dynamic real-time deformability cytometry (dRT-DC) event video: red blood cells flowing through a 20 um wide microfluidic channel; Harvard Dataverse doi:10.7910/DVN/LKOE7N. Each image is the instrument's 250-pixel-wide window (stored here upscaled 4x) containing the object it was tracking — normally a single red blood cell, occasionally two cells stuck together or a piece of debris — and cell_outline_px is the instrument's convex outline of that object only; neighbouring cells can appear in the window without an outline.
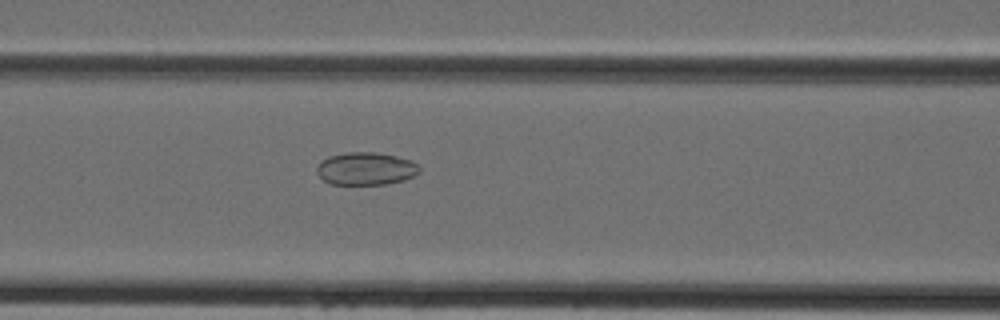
{"species": "Egyptian fruit bat (a non-hibernating species)", "species_latin": "Rousettus aegyptiacus", "temperature_condition": "cold", "stored_images_in_passage": 34, "camera_frame_rate_fps": 3000, "um_per_image_px": 0.085, "animal": {"sex": "female"}, "frame": {"image": 1, "passage_image": 11, "time_ms": 3.333, "image_size_px": [1000, 320], "cell_outline_px": [[420, 172], [404, 180], [384, 184], [332, 184], [324, 180], [316, 172], [316, 164], [320, 160], [328, 156], [348, 152], [376, 152], [396, 156], [412, 160], [420, 168]], "centroid_in_image_um": [31.07, 14.32], "position_along_channel_um": 135.5, "area_um2": 19.65}}
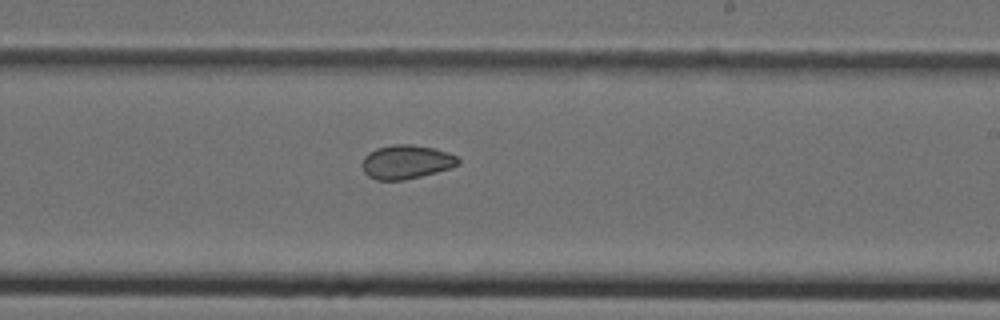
{"frame": {"image": 2, "passage_image": 19, "time_ms": 6.0, "image_size_px": [1000, 320], "cell_outline_px": [[460, 164], [452, 168], [404, 180], [376, 180], [368, 176], [364, 172], [364, 156], [368, 152], [376, 148], [392, 144], [412, 144], [436, 148], [448, 152], [456, 156], [460, 160]], "centroid_in_image_um": [34.57, 13.75], "position_along_channel_um": 254.4, "area_um2": 19.07}}
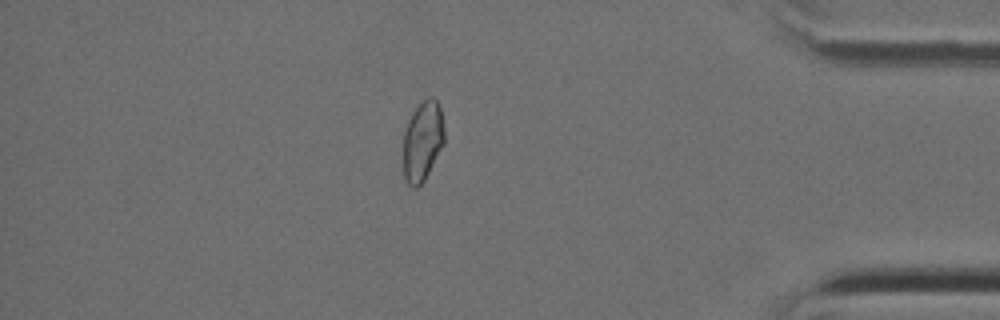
{"frame": {"image": 3, "passage_image": 31, "time_ms": 10.0, "image_size_px": [1000, 320], "cell_outline_px": [[444, 144], [424, 180], [416, 188], [412, 188], [404, 180], [404, 132], [408, 120], [412, 112], [428, 96], [432, 96], [436, 100], [440, 108], [444, 128]], "centroid_in_image_um": [35.92, 11.99], "position_along_channel_um": 399.3, "area_um2": 19.07}}